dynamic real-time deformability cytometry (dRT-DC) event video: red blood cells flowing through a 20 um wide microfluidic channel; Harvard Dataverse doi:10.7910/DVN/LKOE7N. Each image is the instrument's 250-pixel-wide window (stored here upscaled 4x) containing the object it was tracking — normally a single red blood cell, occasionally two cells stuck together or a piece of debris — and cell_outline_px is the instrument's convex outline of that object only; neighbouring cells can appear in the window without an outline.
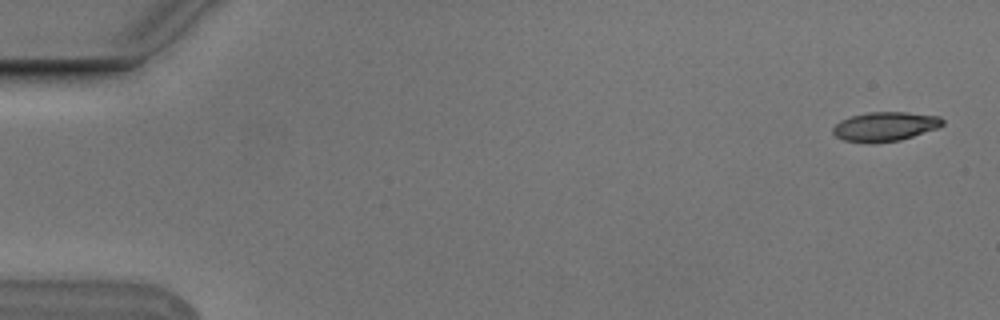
{"species": "Egyptian fruit bat (a non-hibernating species)", "species_latin": "Rousettus aegyptiacus", "temperature_condition": "cold", "stored_images_in_passage": 4, "camera_frame_rate_fps": 3000, "um_per_image_px": 0.085, "animal": {"sex": "male"}, "frame": {"image": 1, "passage_image": 1, "time_ms": 0.0, "image_size_px": [1000, 320], "cell_outline_px": [[944, 124], [936, 128], [900, 140], [872, 144], [868, 144], [844, 140], [836, 136], [832, 132], [832, 128], [840, 120], [852, 116], [868, 112], [904, 112], [940, 116], [944, 120]], "centroid_in_image_um": [75.2, 10.76], "position_along_channel_um": 9.8, "area_um2": 18.73}}
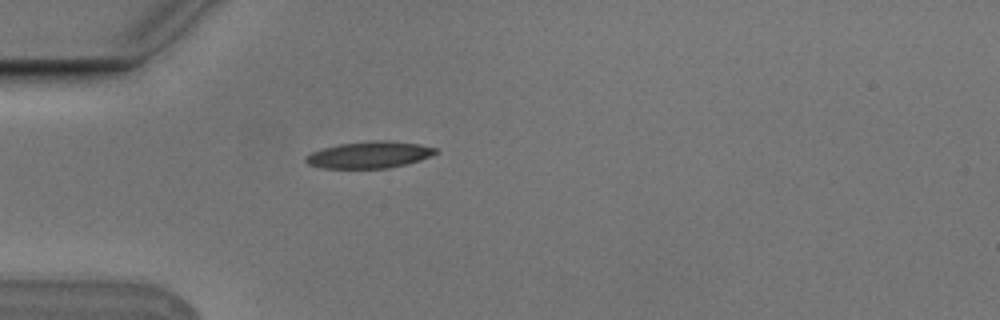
{"frame": {"image": 2, "passage_image": 4, "time_ms": 1.0, "image_size_px": [1000, 320], "cell_outline_px": [[440, 152], [420, 160], [388, 168], [324, 168], [308, 164], [304, 160], [304, 156], [312, 152], [324, 148], [340, 144], [372, 140], [388, 140], [420, 144], [436, 148]], "centroid_in_image_um": [31.41, 13.15], "position_along_channel_um": 53.6, "area_um2": 20.17}}